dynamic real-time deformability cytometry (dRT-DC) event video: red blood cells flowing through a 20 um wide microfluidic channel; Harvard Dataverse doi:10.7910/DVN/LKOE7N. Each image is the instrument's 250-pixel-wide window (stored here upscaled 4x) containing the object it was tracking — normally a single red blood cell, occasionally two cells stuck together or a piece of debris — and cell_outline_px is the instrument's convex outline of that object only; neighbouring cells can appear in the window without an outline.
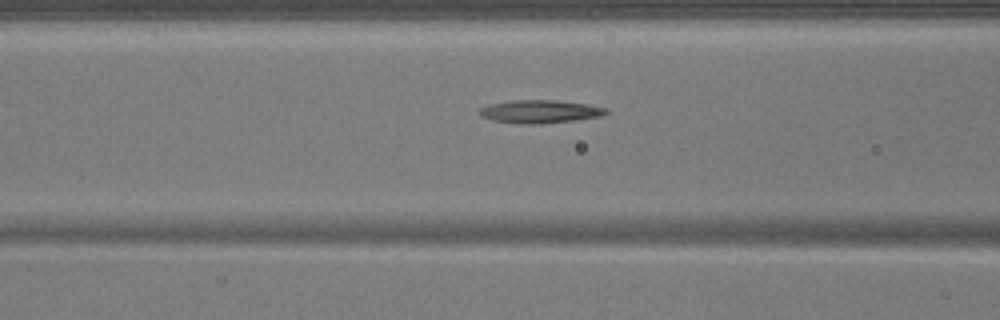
{"species": "common noctule bat (a hibernating species)", "species_latin": "Nyctalus noctula", "temperature_condition": "warm", "stored_images_in_passage": 38, "camera_frame_rate_fps": 3000, "um_per_image_px": 0.085, "animal": {"sex": "male", "body_mass_g": 17.9}, "frame": {"image": 1, "passage_image": 7, "time_ms": 2.0, "image_size_px": [1000, 320], "cell_outline_px": [[608, 112], [600, 116], [572, 120], [540, 124], [524, 124], [492, 120], [480, 116], [476, 112], [480, 108], [488, 104], [512, 100], [556, 100], [588, 104], [608, 108]], "centroid_in_image_um": [45.85, 9.47], "position_along_channel_um": 120.8, "area_um2": 17.05}}
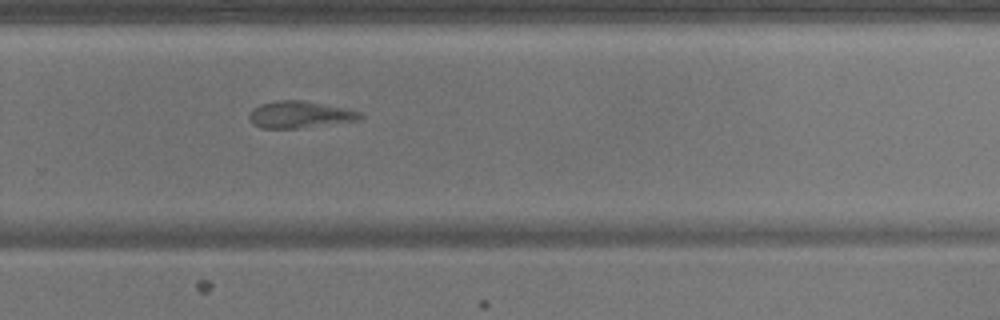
{"frame": {"image": 2, "passage_image": 21, "time_ms": 6.667, "image_size_px": [1000, 320], "cell_outline_px": [[364, 116], [356, 120], [300, 128], [260, 128], [248, 116], [252, 108], [260, 104], [276, 100], [304, 100], [364, 112]], "centroid_in_image_um": [25.48, 9.72], "position_along_channel_um": 304.3, "area_um2": 17.22}}
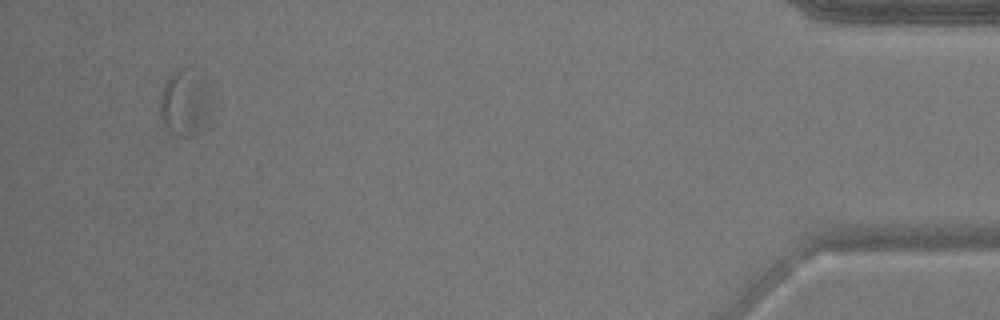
{"frame": {"image": 3, "passage_image": 35, "time_ms": 11.333, "image_size_px": [1000, 320], "cell_outline_px": [[212, 108], [200, 132], [196, 136], [180, 136], [172, 132], [160, 120], [160, 96], [168, 80], [180, 68], [184, 68], [204, 88], [208, 96]], "centroid_in_image_um": [15.66, 8.9], "position_along_channel_um": 419.5, "area_um2": 18.32}}